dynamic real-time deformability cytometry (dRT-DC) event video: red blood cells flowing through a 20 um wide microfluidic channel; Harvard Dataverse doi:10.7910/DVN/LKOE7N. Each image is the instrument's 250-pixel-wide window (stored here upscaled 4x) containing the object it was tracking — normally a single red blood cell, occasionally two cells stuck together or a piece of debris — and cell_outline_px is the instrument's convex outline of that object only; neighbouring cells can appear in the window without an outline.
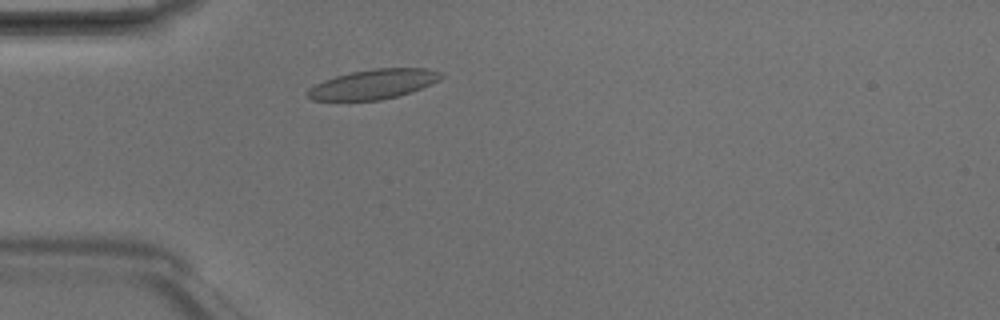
{"species": "Egyptian fruit bat (a non-hibernating species)", "species_latin": "Rousettus aegyptiacus", "temperature_condition": "room temperature", "stored_images_in_passage": 2, "camera_frame_rate_fps": 3000, "um_per_image_px": 0.085, "animal": {"sex": "male"}, "frame": {"image": 1, "passage_image": 2, "time_ms": 0.333, "image_size_px": [1000, 320], "cell_outline_px": [[444, 76], [440, 80], [432, 84], [396, 96], [380, 100], [312, 100], [304, 92], [308, 88], [324, 80], [336, 76], [352, 72], [372, 68], [428, 68], [444, 72]], "centroid_in_image_um": [31.76, 7.14], "position_along_channel_um": 53.2, "area_um2": 23.06}}